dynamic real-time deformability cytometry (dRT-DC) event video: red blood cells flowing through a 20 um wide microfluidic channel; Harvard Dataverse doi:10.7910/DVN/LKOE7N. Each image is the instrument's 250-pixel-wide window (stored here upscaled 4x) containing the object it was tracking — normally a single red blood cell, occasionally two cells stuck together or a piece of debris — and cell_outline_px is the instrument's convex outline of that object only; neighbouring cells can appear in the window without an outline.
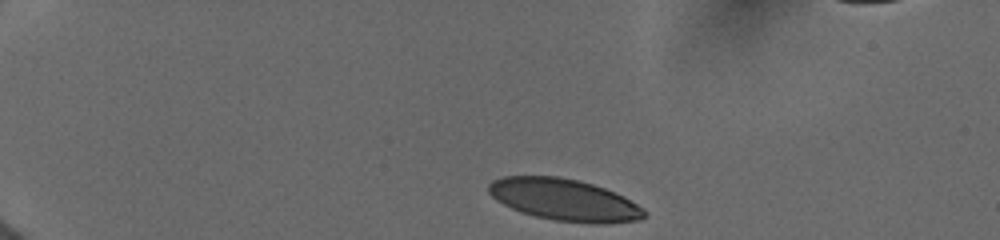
{"species": "human", "species_latin": "Homo sapiens", "temperature_condition": "cold", "stored_images_in_passage": 34, "camera_frame_rate_fps": 3000, "um_per_image_px": 0.085, "donor": {"sex": "female"}, "frame": {"image": 1, "passage_image": 1, "time_ms": 0.0, "image_size_px": [1000, 240], "cell_outline_px": [[644, 216], [640, 220], [604, 224], [596, 224], [552, 220], [520, 212], [496, 200], [488, 192], [488, 184], [492, 180], [504, 176], [560, 176], [592, 184], [604, 188], [624, 196], [644, 208]], "centroid_in_image_um": [47.96, 16.98], "position_along_channel_um": 37.0, "area_um2": 37.97}}
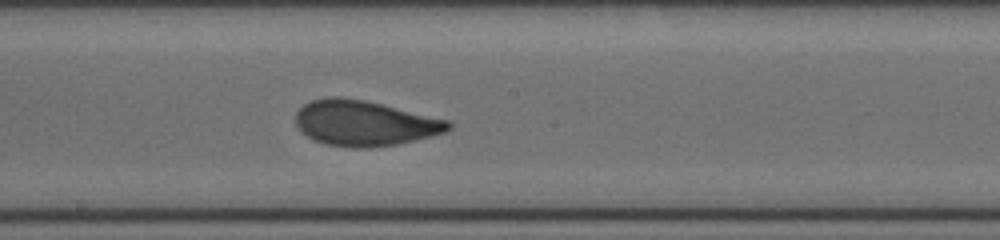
{"frame": {"image": 2, "passage_image": 18, "time_ms": 6.667, "image_size_px": [1000, 240], "cell_outline_px": [[452, 128], [448, 132], [416, 140], [396, 144], [368, 148], [348, 148], [324, 144], [312, 140], [300, 132], [296, 124], [296, 112], [304, 104], [312, 100], [332, 96], [340, 96], [364, 100], [448, 120], [452, 124]], "centroid_in_image_um": [30.96, 10.48], "position_along_channel_um": 217.2, "area_um2": 40.63}}
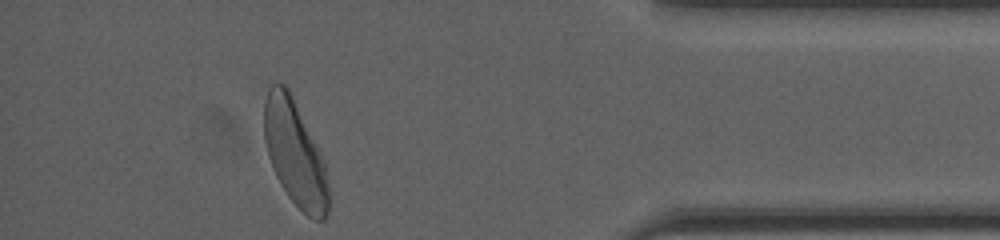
{"frame": {"image": 3, "passage_image": 33, "time_ms": 12.333, "image_size_px": [1000, 240], "cell_outline_px": [[328, 212], [324, 220], [316, 220], [308, 216], [288, 196], [280, 184], [276, 176], [268, 156], [264, 140], [264, 100], [268, 88], [272, 84], [284, 84], [288, 88], [320, 152], [324, 164], [328, 184]], "centroid_in_image_um": [25.04, 13.03], "position_along_channel_um": 410.2, "area_um2": 39.07}, "authors_computed_cell_mechanics": {"area_um2": 39.6508, "velocity_mm_per_s": 3.9446, "shape_relaxation_time_tau1_ms": 2.9153, "shape_relaxation_time_tau2_ms": 0.8, "deformation_change_tau1": 0.1335, "deformation_change_tau2": 0.0543}}